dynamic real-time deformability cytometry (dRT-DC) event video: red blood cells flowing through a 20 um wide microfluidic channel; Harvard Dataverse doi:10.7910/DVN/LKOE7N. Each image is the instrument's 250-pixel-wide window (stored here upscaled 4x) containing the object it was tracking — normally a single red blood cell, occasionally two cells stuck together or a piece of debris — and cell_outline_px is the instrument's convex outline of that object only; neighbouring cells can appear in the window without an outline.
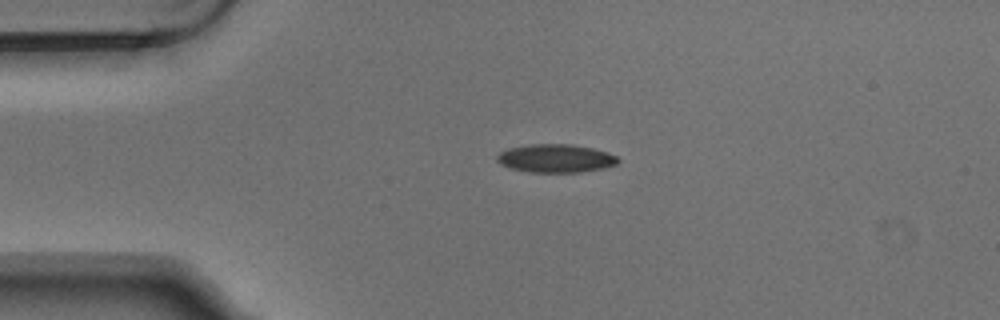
{"species": "Egyptian fruit bat (a non-hibernating species)", "species_latin": "Rousettus aegyptiacus", "temperature_condition": "warm", "stored_images_in_passage": 2, "camera_frame_rate_fps": 3000, "um_per_image_px": 0.085, "animal": {"sex": "male"}, "frame": {"image": 1, "passage_image": 1, "time_ms": 0.0, "image_size_px": [1000, 320], "cell_outline_px": [[620, 160], [616, 164], [604, 168], [580, 172], [528, 172], [512, 168], [500, 164], [496, 160], [496, 156], [500, 152], [508, 148], [528, 144], [572, 144], [592, 148], [608, 152], [616, 156]], "centroid_in_image_um": [47.22, 13.45], "position_along_channel_um": 37.8, "area_um2": 20.0}}